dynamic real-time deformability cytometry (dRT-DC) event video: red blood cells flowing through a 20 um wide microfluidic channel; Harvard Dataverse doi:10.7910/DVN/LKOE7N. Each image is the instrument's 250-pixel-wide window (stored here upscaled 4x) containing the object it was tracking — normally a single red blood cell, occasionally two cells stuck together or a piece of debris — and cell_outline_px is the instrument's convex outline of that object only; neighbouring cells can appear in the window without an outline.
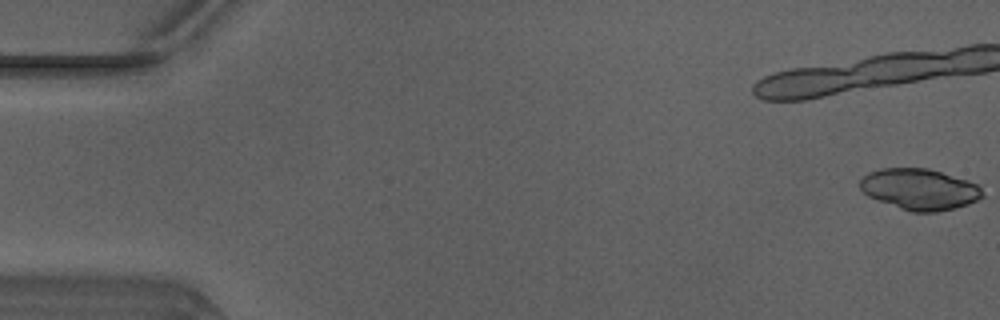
{"species": "Egyptian fruit bat (a non-hibernating species)", "species_latin": "Rousettus aegyptiacus", "temperature_condition": "warm", "stored_images_in_passage": 11, "camera_frame_rate_fps": 3000, "um_per_image_px": 0.085, "animal": {"sex": "male"}, "frame": {"image": 1, "passage_image": 1, "time_ms": 0.0, "image_size_px": [1000, 320], "cell_outline_px": [[984, 196], [968, 204], [956, 208], [936, 212], [912, 212], [900, 208], [868, 196], [860, 188], [860, 180], [868, 172], [880, 168], [928, 168], [968, 180], [976, 184], [980, 188]], "centroid_in_image_um": [78.16, 16.08], "position_along_channel_um": 6.8, "area_um2": 29.19}}
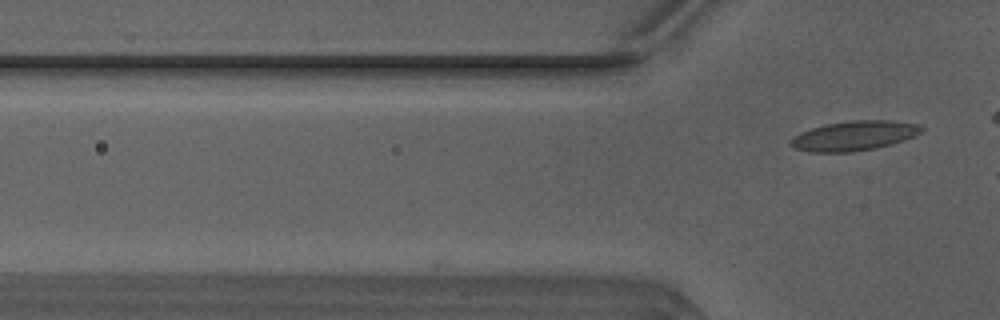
{"frame": {"image": 2, "passage_image": 11, "time_ms": 3.333, "image_size_px": [1000, 320], "cell_outline_px": [[924, 128], [920, 132], [904, 140], [876, 148], [852, 152], [808, 152], [796, 148], [792, 144], [792, 140], [800, 132], [824, 124], [852, 120], [892, 120], [920, 124]], "centroid_in_image_um": [72.63, 11.53], "position_along_channel_um": 53.2, "area_um2": 22.43}}